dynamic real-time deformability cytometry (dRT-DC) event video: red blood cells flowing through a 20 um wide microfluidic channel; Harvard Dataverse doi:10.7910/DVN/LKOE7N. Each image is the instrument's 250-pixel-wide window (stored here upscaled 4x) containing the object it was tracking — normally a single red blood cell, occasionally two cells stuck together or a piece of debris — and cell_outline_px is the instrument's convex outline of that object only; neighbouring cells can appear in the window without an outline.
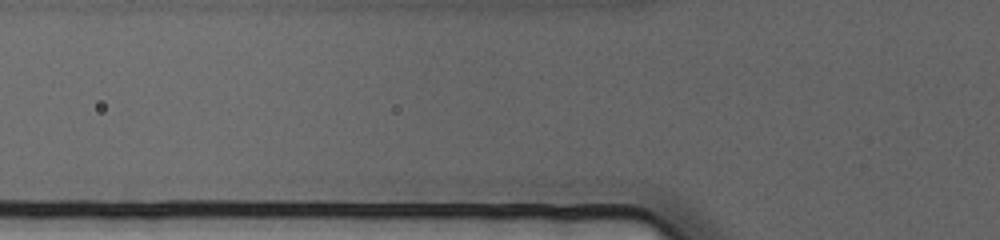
{"species": "human", "species_latin": "Homo sapiens", "temperature_condition": "cold", "stored_images_in_passage": 3, "camera_frame_rate_fps": 3000, "um_per_image_px": 0.085, "donor": {"sex": "female"}, "frame": {"image": 1, "passage_image": 2, "time_ms": 0.333, "image_size_px": [1000, 240], "cell_outline_px": [[632, 208], [484, 208], [476, 184], [484, 180], [600, 180], [620, 184]], "centroid_in_image_um": [46.92, 16.51], "position_along_channel_um": 78.9, "area_um2": 29.07}}